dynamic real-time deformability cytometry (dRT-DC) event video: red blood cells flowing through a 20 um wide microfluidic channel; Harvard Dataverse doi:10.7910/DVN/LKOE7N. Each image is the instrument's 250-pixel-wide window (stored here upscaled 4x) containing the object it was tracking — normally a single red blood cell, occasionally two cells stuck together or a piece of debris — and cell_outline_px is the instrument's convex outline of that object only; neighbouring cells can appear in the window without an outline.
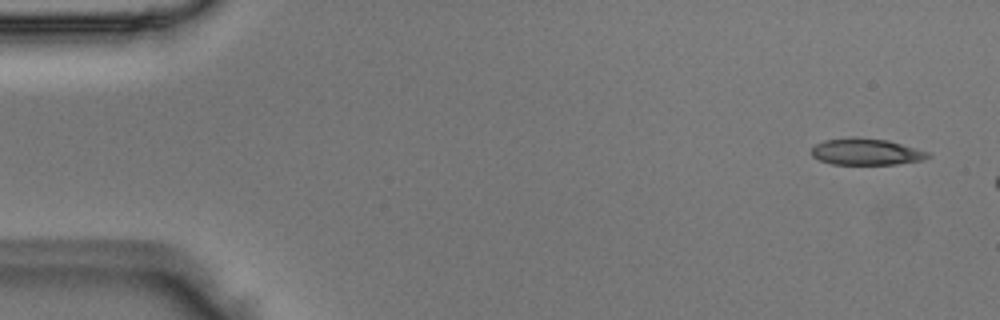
{"species": "Egyptian fruit bat (a non-hibernating species)", "species_latin": "Rousettus aegyptiacus", "temperature_condition": "room temperature", "stored_images_in_passage": 8, "camera_frame_rate_fps": 3000, "um_per_image_px": 0.085, "animal": {"sex": "male"}, "frame": {"image": 1, "passage_image": 3, "time_ms": 0.667, "image_size_px": [1000, 320], "cell_outline_px": [[932, 156], [924, 160], [896, 164], [832, 164], [820, 160], [812, 156], [812, 148], [816, 144], [824, 140], [852, 136], [856, 136], [888, 140], [932, 152]], "centroid_in_image_um": [73.68, 12.89], "position_along_channel_um": 11.3, "area_um2": 18.32}}